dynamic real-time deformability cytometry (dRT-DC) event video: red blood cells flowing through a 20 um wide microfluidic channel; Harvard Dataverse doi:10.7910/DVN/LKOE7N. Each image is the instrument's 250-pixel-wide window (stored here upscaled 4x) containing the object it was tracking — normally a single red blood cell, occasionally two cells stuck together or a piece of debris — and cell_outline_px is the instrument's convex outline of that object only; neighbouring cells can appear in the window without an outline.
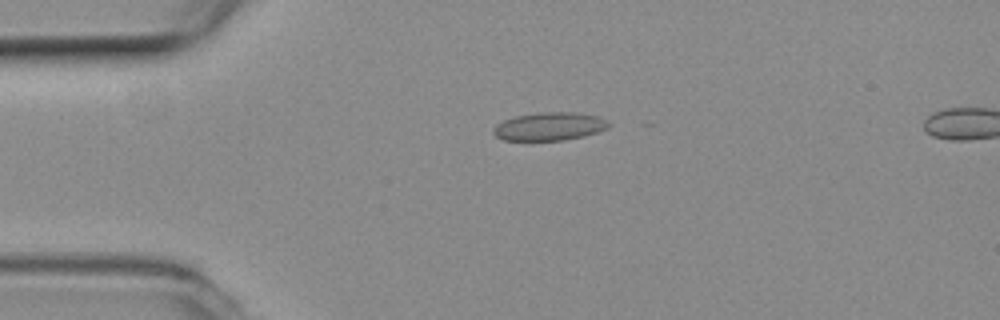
{"species": "common noctule bat (a hibernating species)", "species_latin": "Nyctalus noctula", "temperature_condition": "room temperature", "stored_images_in_passage": 5, "camera_frame_rate_fps": 3000, "um_per_image_px": 0.085, "animal": {"sex": "female", "body_mass_g": 19.3, "forearm_length_mm": 54.1}, "frame": {"image": 1, "passage_image": 4, "time_ms": 1.0, "image_size_px": [1000, 320], "cell_outline_px": [[612, 124], [608, 128], [584, 136], [564, 140], [504, 140], [496, 136], [492, 132], [492, 128], [496, 124], [504, 120], [516, 116], [540, 112], [576, 112], [596, 116], [608, 120]], "centroid_in_image_um": [46.71, 10.74], "position_along_channel_um": 38.3, "area_um2": 18.96}}